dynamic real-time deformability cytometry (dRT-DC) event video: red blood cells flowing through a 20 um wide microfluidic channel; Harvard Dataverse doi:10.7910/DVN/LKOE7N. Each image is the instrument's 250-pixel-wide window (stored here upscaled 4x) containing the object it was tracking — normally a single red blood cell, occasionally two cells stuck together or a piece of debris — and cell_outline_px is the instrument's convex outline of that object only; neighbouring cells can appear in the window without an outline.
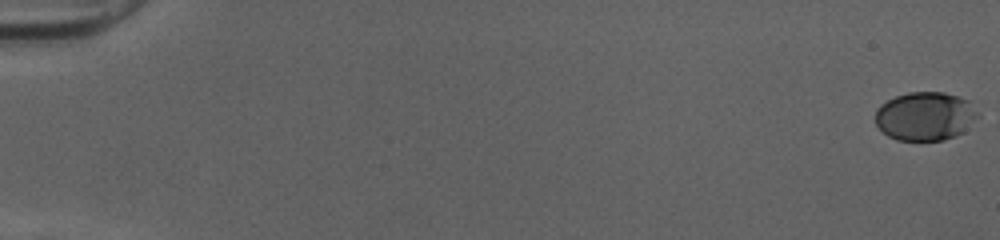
{"species": "human", "species_latin": "Homo sapiens", "temperature_condition": "cold", "stored_images_in_passage": 53, "camera_frame_rate_fps": 3000, "um_per_image_px": 0.085, "donor": {"sex": "female"}, "frame": {"image": 1, "passage_image": 1, "time_ms": 0.0, "image_size_px": [1000, 240], "cell_outline_px": [[980, 116], [964, 132], [956, 136], [944, 140], [896, 140], [888, 136], [876, 124], [876, 108], [880, 104], [896, 96], [908, 92], [944, 92], [960, 96], [968, 100]], "centroid_in_image_um": [78.66, 9.87], "position_along_channel_um": 6.3, "area_um2": 29.25}}
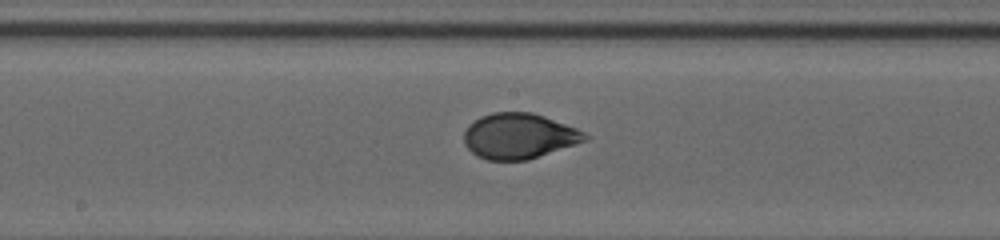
{"frame": {"image": 2, "passage_image": 30, "time_ms": 9.667, "image_size_px": [1000, 240], "cell_outline_px": [[592, 136], [588, 140], [528, 160], [488, 160], [476, 156], [464, 144], [464, 132], [468, 124], [480, 116], [492, 112], [532, 112], [544, 116], [576, 128]], "centroid_in_image_um": [44.11, 11.56], "position_along_channel_um": 204.1, "area_um2": 32.25}}
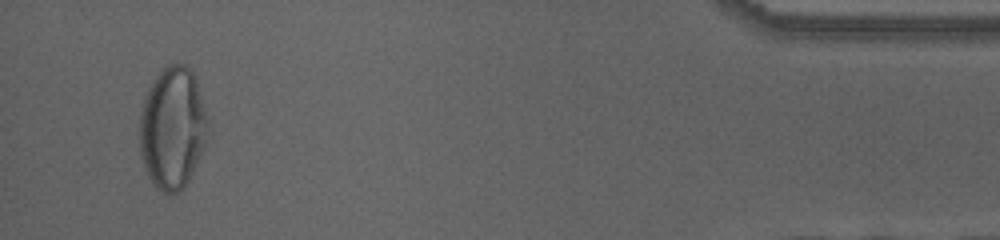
{"frame": {"image": 3, "passage_image": 51, "time_ms": 16.667, "image_size_px": [1000, 240], "cell_outline_px": [[208, 120], [204, 148], [184, 188], [168, 196], [156, 188], [148, 176], [144, 168], [140, 152], [140, 112], [144, 96], [148, 88], [156, 76], [168, 64], [184, 64], [196, 76]], "centroid_in_image_um": [14.65, 10.89], "position_along_channel_um": 420.5, "area_um2": 48.67}, "authors_computed_cell_mechanics": {"area_um2": 32.0212, "velocity_mm_per_s": 4.029, "shape_relaxation_time_tau1_ms": 3.2366, "shape_relaxation_time_tau2_ms": null, "deformation_change_tau1": 0.1616, "deformation_change_tau2": null}}